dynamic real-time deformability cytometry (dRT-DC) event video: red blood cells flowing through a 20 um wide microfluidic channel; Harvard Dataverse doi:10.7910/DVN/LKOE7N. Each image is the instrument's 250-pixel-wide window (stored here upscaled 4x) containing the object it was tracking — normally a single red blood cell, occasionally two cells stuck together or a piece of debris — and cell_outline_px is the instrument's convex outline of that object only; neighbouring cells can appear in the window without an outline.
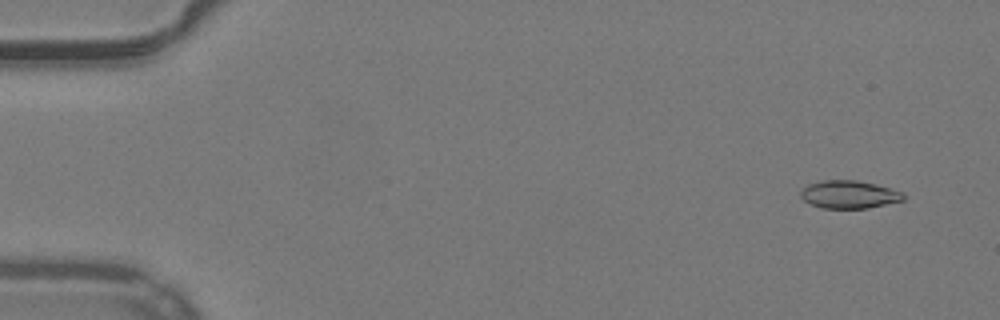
{"species": "common noctule bat (a hibernating species)", "species_latin": "Nyctalus noctula", "temperature_condition": "warm", "stored_images_in_passage": 53, "camera_frame_rate_fps": 3000, "um_per_image_px": 0.085, "animal": {"sex": "male", "body_mass_g": 19.2, "forearm_length_mm": 51.8}, "frame": {"image": 1, "passage_image": 4, "time_ms": 1.0, "image_size_px": [1000, 320], "cell_outline_px": [[904, 200], [868, 208], [820, 208], [804, 200], [800, 196], [800, 188], [808, 184], [820, 180], [856, 180], [876, 184], [904, 192]], "centroid_in_image_um": [72.15, 16.52], "position_along_channel_um": 12.9, "area_um2": 16.82}}
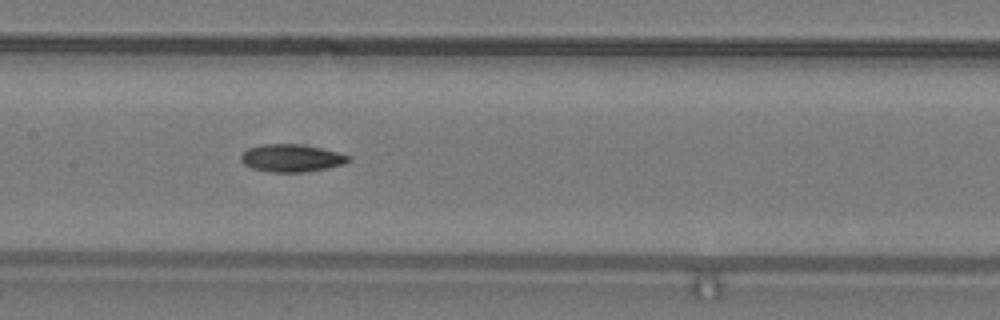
{"frame": {"image": 2, "passage_image": 27, "time_ms": 8.667, "image_size_px": [1000, 320], "cell_outline_px": [[352, 160], [344, 164], [328, 168], [300, 172], [268, 172], [252, 168], [244, 164], [240, 160], [240, 156], [248, 148], [260, 144], [296, 144], [320, 148], [340, 152], [352, 156]], "centroid_in_image_um": [24.8, 13.44], "position_along_channel_um": 182.6, "area_um2": 17.4}}
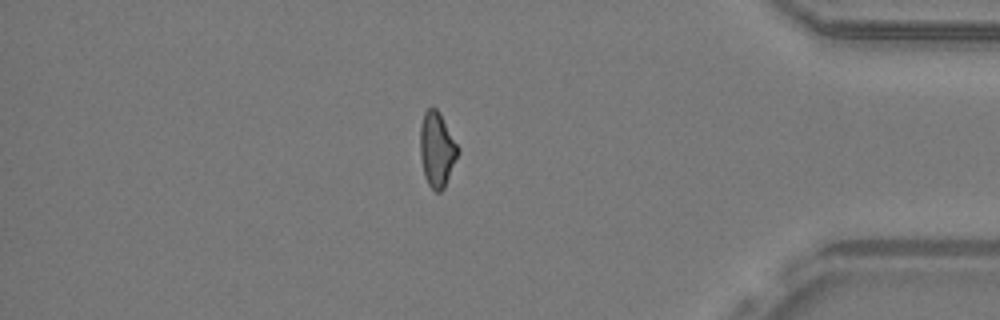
{"frame": {"image": 3, "passage_image": 46, "time_ms": 15.0, "image_size_px": [1000, 320], "cell_outline_px": [[460, 152], [444, 188], [440, 192], [436, 192], [428, 184], [424, 176], [420, 156], [420, 124], [424, 112], [428, 108], [436, 108], [440, 112], [460, 148]], "centroid_in_image_um": [37.15, 12.69], "position_along_channel_um": 398.1, "area_um2": 16.76}, "authors_computed_cell_mechanics": {"area_um2": 16.8198, "velocity_mm_per_s": 3.9396, "shape_relaxation_time_tau1_ms": null, "shape_relaxation_time_tau2_ms": 6.3077, "deformation_change_tau1": null, "deformation_change_tau2": 0.1559}}